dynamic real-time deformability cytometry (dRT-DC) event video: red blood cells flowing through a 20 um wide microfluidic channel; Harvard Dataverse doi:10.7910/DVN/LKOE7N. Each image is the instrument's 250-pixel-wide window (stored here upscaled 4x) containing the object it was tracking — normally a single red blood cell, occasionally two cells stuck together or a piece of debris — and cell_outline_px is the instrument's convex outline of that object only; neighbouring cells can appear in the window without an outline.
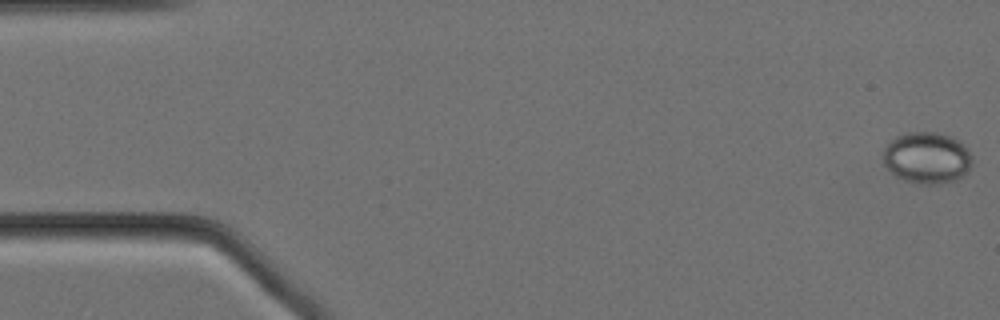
{"species": "Egyptian fruit bat (a non-hibernating species)", "species_latin": "Rousettus aegyptiacus", "temperature_condition": "cold", "stored_images_in_passage": 59, "camera_frame_rate_fps": 3000, "um_per_image_px": 0.085, "animal": {"sex": "female"}, "frame": {"image": 1, "passage_image": 1, "time_ms": 0.0, "image_size_px": [1000, 320], "cell_outline_px": [[972, 164], [968, 172], [956, 180], [936, 184], [920, 184], [904, 180], [896, 176], [884, 164], [884, 144], [896, 136], [908, 132], [936, 132], [948, 136], [956, 140], [968, 148], [972, 156]], "centroid_in_image_um": [78.79, 13.41], "position_along_channel_um": 6.2, "area_um2": 26.82}}
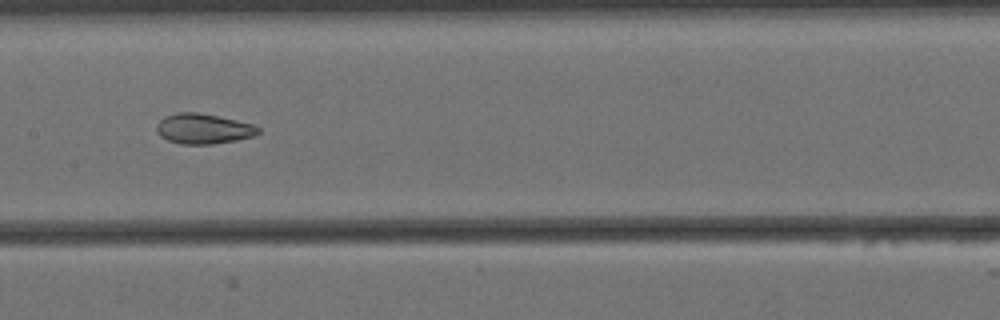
{"frame": {"image": 2, "passage_image": 28, "time_ms": 9.0, "image_size_px": [1000, 320], "cell_outline_px": [[260, 132], [256, 136], [236, 140], [212, 144], [180, 144], [168, 140], [160, 136], [156, 132], [156, 124], [164, 116], [180, 112], [196, 112], [236, 120], [252, 124], [260, 128]], "centroid_in_image_um": [17.27, 10.95], "position_along_channel_um": 190.1, "area_um2": 17.92}}
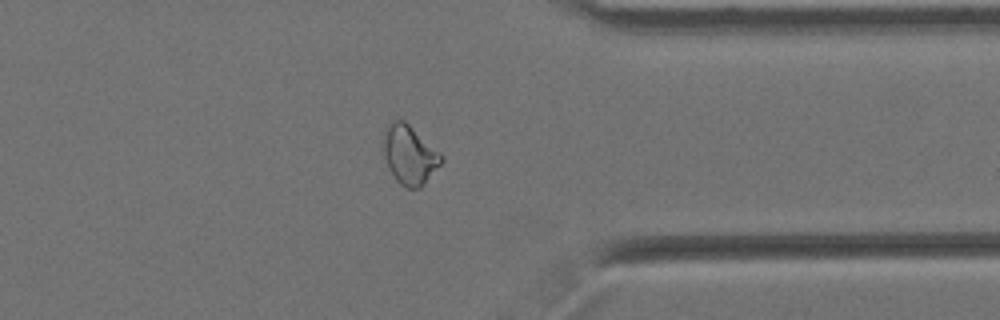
{"frame": {"image": 3, "passage_image": 45, "time_ms": 14.667, "image_size_px": [1000, 320], "cell_outline_px": [[444, 160], [420, 188], [408, 188], [400, 184], [396, 180], [380, 148], [384, 132], [388, 124], [392, 120], [404, 120], [440, 152], [444, 156]], "centroid_in_image_um": [34.79, 13.14], "position_along_channel_um": 376.6, "area_um2": 19.94}, "authors_computed_cell_mechanics": {"area_um2": 21.2126, "velocity_mm_per_s": 3.4568, "shape_relaxation_time_tau1_ms": null, "shape_relaxation_time_tau2_ms": 2.8657, "deformation_change_tau1": null, "deformation_change_tau2": 0.0889}}